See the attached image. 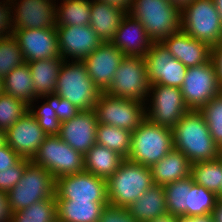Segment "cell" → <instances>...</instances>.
<instances>
[{
	"instance_id": "obj_19",
	"label": "cell",
	"mask_w": 222,
	"mask_h": 222,
	"mask_svg": "<svg viewBox=\"0 0 222 222\" xmlns=\"http://www.w3.org/2000/svg\"><path fill=\"white\" fill-rule=\"evenodd\" d=\"M46 136L37 120L26 112L6 131V143L21 158L31 160Z\"/></svg>"
},
{
	"instance_id": "obj_2",
	"label": "cell",
	"mask_w": 222,
	"mask_h": 222,
	"mask_svg": "<svg viewBox=\"0 0 222 222\" xmlns=\"http://www.w3.org/2000/svg\"><path fill=\"white\" fill-rule=\"evenodd\" d=\"M128 14L142 23L153 42L181 29V9L168 0H132Z\"/></svg>"
},
{
	"instance_id": "obj_50",
	"label": "cell",
	"mask_w": 222,
	"mask_h": 222,
	"mask_svg": "<svg viewBox=\"0 0 222 222\" xmlns=\"http://www.w3.org/2000/svg\"><path fill=\"white\" fill-rule=\"evenodd\" d=\"M149 222H180V217L167 213L166 215L159 216V217H157L154 220H151Z\"/></svg>"
},
{
	"instance_id": "obj_45",
	"label": "cell",
	"mask_w": 222,
	"mask_h": 222,
	"mask_svg": "<svg viewBox=\"0 0 222 222\" xmlns=\"http://www.w3.org/2000/svg\"><path fill=\"white\" fill-rule=\"evenodd\" d=\"M211 59L215 66L218 81L222 90V42L211 47Z\"/></svg>"
},
{
	"instance_id": "obj_35",
	"label": "cell",
	"mask_w": 222,
	"mask_h": 222,
	"mask_svg": "<svg viewBox=\"0 0 222 222\" xmlns=\"http://www.w3.org/2000/svg\"><path fill=\"white\" fill-rule=\"evenodd\" d=\"M218 197L215 193L194 183L188 199V217L211 214L216 206Z\"/></svg>"
},
{
	"instance_id": "obj_29",
	"label": "cell",
	"mask_w": 222,
	"mask_h": 222,
	"mask_svg": "<svg viewBox=\"0 0 222 222\" xmlns=\"http://www.w3.org/2000/svg\"><path fill=\"white\" fill-rule=\"evenodd\" d=\"M30 67L24 63L16 67L2 79V92L21 99L26 104L33 103L37 98L32 83Z\"/></svg>"
},
{
	"instance_id": "obj_44",
	"label": "cell",
	"mask_w": 222,
	"mask_h": 222,
	"mask_svg": "<svg viewBox=\"0 0 222 222\" xmlns=\"http://www.w3.org/2000/svg\"><path fill=\"white\" fill-rule=\"evenodd\" d=\"M21 157L7 144L0 146V172L13 167Z\"/></svg>"
},
{
	"instance_id": "obj_21",
	"label": "cell",
	"mask_w": 222,
	"mask_h": 222,
	"mask_svg": "<svg viewBox=\"0 0 222 222\" xmlns=\"http://www.w3.org/2000/svg\"><path fill=\"white\" fill-rule=\"evenodd\" d=\"M161 43L174 58L181 61L187 68L199 66L211 59V47L192 38L182 29L164 38Z\"/></svg>"
},
{
	"instance_id": "obj_18",
	"label": "cell",
	"mask_w": 222,
	"mask_h": 222,
	"mask_svg": "<svg viewBox=\"0 0 222 222\" xmlns=\"http://www.w3.org/2000/svg\"><path fill=\"white\" fill-rule=\"evenodd\" d=\"M124 57L125 55L111 42H103L82 62L86 65L87 73L94 84L101 92H104L111 84Z\"/></svg>"
},
{
	"instance_id": "obj_52",
	"label": "cell",
	"mask_w": 222,
	"mask_h": 222,
	"mask_svg": "<svg viewBox=\"0 0 222 222\" xmlns=\"http://www.w3.org/2000/svg\"><path fill=\"white\" fill-rule=\"evenodd\" d=\"M214 1V4H215V7L216 9L218 10L219 12V15L221 17V20H222V0H213Z\"/></svg>"
},
{
	"instance_id": "obj_11",
	"label": "cell",
	"mask_w": 222,
	"mask_h": 222,
	"mask_svg": "<svg viewBox=\"0 0 222 222\" xmlns=\"http://www.w3.org/2000/svg\"><path fill=\"white\" fill-rule=\"evenodd\" d=\"M148 95L147 97H151V104L145 109L146 119L154 124L172 129L190 110L184 101L180 88L152 84Z\"/></svg>"
},
{
	"instance_id": "obj_56",
	"label": "cell",
	"mask_w": 222,
	"mask_h": 222,
	"mask_svg": "<svg viewBox=\"0 0 222 222\" xmlns=\"http://www.w3.org/2000/svg\"><path fill=\"white\" fill-rule=\"evenodd\" d=\"M0 91H2V79L0 78Z\"/></svg>"
},
{
	"instance_id": "obj_32",
	"label": "cell",
	"mask_w": 222,
	"mask_h": 222,
	"mask_svg": "<svg viewBox=\"0 0 222 222\" xmlns=\"http://www.w3.org/2000/svg\"><path fill=\"white\" fill-rule=\"evenodd\" d=\"M131 134L132 132L123 128L98 123L96 143L127 159L131 149Z\"/></svg>"
},
{
	"instance_id": "obj_40",
	"label": "cell",
	"mask_w": 222,
	"mask_h": 222,
	"mask_svg": "<svg viewBox=\"0 0 222 222\" xmlns=\"http://www.w3.org/2000/svg\"><path fill=\"white\" fill-rule=\"evenodd\" d=\"M42 98L47 99V104L56 112L57 118L61 122L72 119L81 111L66 98L60 97L55 93L45 95Z\"/></svg>"
},
{
	"instance_id": "obj_4",
	"label": "cell",
	"mask_w": 222,
	"mask_h": 222,
	"mask_svg": "<svg viewBox=\"0 0 222 222\" xmlns=\"http://www.w3.org/2000/svg\"><path fill=\"white\" fill-rule=\"evenodd\" d=\"M173 148L172 129L145 119L131 134V149L127 159L151 167Z\"/></svg>"
},
{
	"instance_id": "obj_42",
	"label": "cell",
	"mask_w": 222,
	"mask_h": 222,
	"mask_svg": "<svg viewBox=\"0 0 222 222\" xmlns=\"http://www.w3.org/2000/svg\"><path fill=\"white\" fill-rule=\"evenodd\" d=\"M12 10V11H11ZM13 13L10 0L0 2V39L13 34Z\"/></svg>"
},
{
	"instance_id": "obj_33",
	"label": "cell",
	"mask_w": 222,
	"mask_h": 222,
	"mask_svg": "<svg viewBox=\"0 0 222 222\" xmlns=\"http://www.w3.org/2000/svg\"><path fill=\"white\" fill-rule=\"evenodd\" d=\"M190 176L196 184L217 195L222 182V163L218 158L193 163L191 164Z\"/></svg>"
},
{
	"instance_id": "obj_51",
	"label": "cell",
	"mask_w": 222,
	"mask_h": 222,
	"mask_svg": "<svg viewBox=\"0 0 222 222\" xmlns=\"http://www.w3.org/2000/svg\"><path fill=\"white\" fill-rule=\"evenodd\" d=\"M168 1L181 9L184 5L189 3L191 0H168Z\"/></svg>"
},
{
	"instance_id": "obj_53",
	"label": "cell",
	"mask_w": 222,
	"mask_h": 222,
	"mask_svg": "<svg viewBox=\"0 0 222 222\" xmlns=\"http://www.w3.org/2000/svg\"><path fill=\"white\" fill-rule=\"evenodd\" d=\"M6 143V131L0 129V146Z\"/></svg>"
},
{
	"instance_id": "obj_25",
	"label": "cell",
	"mask_w": 222,
	"mask_h": 222,
	"mask_svg": "<svg viewBox=\"0 0 222 222\" xmlns=\"http://www.w3.org/2000/svg\"><path fill=\"white\" fill-rule=\"evenodd\" d=\"M127 210L137 222H149L166 215L164 186L153 184Z\"/></svg>"
},
{
	"instance_id": "obj_38",
	"label": "cell",
	"mask_w": 222,
	"mask_h": 222,
	"mask_svg": "<svg viewBox=\"0 0 222 222\" xmlns=\"http://www.w3.org/2000/svg\"><path fill=\"white\" fill-rule=\"evenodd\" d=\"M28 112V104L21 99L0 92V129L7 131Z\"/></svg>"
},
{
	"instance_id": "obj_22",
	"label": "cell",
	"mask_w": 222,
	"mask_h": 222,
	"mask_svg": "<svg viewBox=\"0 0 222 222\" xmlns=\"http://www.w3.org/2000/svg\"><path fill=\"white\" fill-rule=\"evenodd\" d=\"M111 43L125 56L145 57L153 41L142 23L126 14Z\"/></svg>"
},
{
	"instance_id": "obj_14",
	"label": "cell",
	"mask_w": 222,
	"mask_h": 222,
	"mask_svg": "<svg viewBox=\"0 0 222 222\" xmlns=\"http://www.w3.org/2000/svg\"><path fill=\"white\" fill-rule=\"evenodd\" d=\"M150 85L161 84L181 88L187 67L164 47L161 42H153L144 57Z\"/></svg>"
},
{
	"instance_id": "obj_55",
	"label": "cell",
	"mask_w": 222,
	"mask_h": 222,
	"mask_svg": "<svg viewBox=\"0 0 222 222\" xmlns=\"http://www.w3.org/2000/svg\"><path fill=\"white\" fill-rule=\"evenodd\" d=\"M218 159H219V160L221 161V163H222V147L219 148Z\"/></svg>"
},
{
	"instance_id": "obj_20",
	"label": "cell",
	"mask_w": 222,
	"mask_h": 222,
	"mask_svg": "<svg viewBox=\"0 0 222 222\" xmlns=\"http://www.w3.org/2000/svg\"><path fill=\"white\" fill-rule=\"evenodd\" d=\"M98 120L94 110H81L72 119L61 122L59 137L83 155L96 143Z\"/></svg>"
},
{
	"instance_id": "obj_54",
	"label": "cell",
	"mask_w": 222,
	"mask_h": 222,
	"mask_svg": "<svg viewBox=\"0 0 222 222\" xmlns=\"http://www.w3.org/2000/svg\"><path fill=\"white\" fill-rule=\"evenodd\" d=\"M218 199H222V182H221V186H220V191L217 194Z\"/></svg>"
},
{
	"instance_id": "obj_34",
	"label": "cell",
	"mask_w": 222,
	"mask_h": 222,
	"mask_svg": "<svg viewBox=\"0 0 222 222\" xmlns=\"http://www.w3.org/2000/svg\"><path fill=\"white\" fill-rule=\"evenodd\" d=\"M10 222H57L55 197L43 199L25 209L12 212Z\"/></svg>"
},
{
	"instance_id": "obj_49",
	"label": "cell",
	"mask_w": 222,
	"mask_h": 222,
	"mask_svg": "<svg viewBox=\"0 0 222 222\" xmlns=\"http://www.w3.org/2000/svg\"><path fill=\"white\" fill-rule=\"evenodd\" d=\"M213 222H222V199H218L212 213Z\"/></svg>"
},
{
	"instance_id": "obj_48",
	"label": "cell",
	"mask_w": 222,
	"mask_h": 222,
	"mask_svg": "<svg viewBox=\"0 0 222 222\" xmlns=\"http://www.w3.org/2000/svg\"><path fill=\"white\" fill-rule=\"evenodd\" d=\"M180 222H213L211 214L204 216L180 217Z\"/></svg>"
},
{
	"instance_id": "obj_41",
	"label": "cell",
	"mask_w": 222,
	"mask_h": 222,
	"mask_svg": "<svg viewBox=\"0 0 222 222\" xmlns=\"http://www.w3.org/2000/svg\"><path fill=\"white\" fill-rule=\"evenodd\" d=\"M29 162L21 158L13 167L0 172V192L8 193L20 181Z\"/></svg>"
},
{
	"instance_id": "obj_23",
	"label": "cell",
	"mask_w": 222,
	"mask_h": 222,
	"mask_svg": "<svg viewBox=\"0 0 222 222\" xmlns=\"http://www.w3.org/2000/svg\"><path fill=\"white\" fill-rule=\"evenodd\" d=\"M126 14L125 11L112 5L91 0L89 25L102 42H111Z\"/></svg>"
},
{
	"instance_id": "obj_12",
	"label": "cell",
	"mask_w": 222,
	"mask_h": 222,
	"mask_svg": "<svg viewBox=\"0 0 222 222\" xmlns=\"http://www.w3.org/2000/svg\"><path fill=\"white\" fill-rule=\"evenodd\" d=\"M180 89L190 110H200L213 97L221 93V86L212 59L199 66L187 68Z\"/></svg>"
},
{
	"instance_id": "obj_3",
	"label": "cell",
	"mask_w": 222,
	"mask_h": 222,
	"mask_svg": "<svg viewBox=\"0 0 222 222\" xmlns=\"http://www.w3.org/2000/svg\"><path fill=\"white\" fill-rule=\"evenodd\" d=\"M109 205L128 208L154 182L150 167L125 159L107 180Z\"/></svg>"
},
{
	"instance_id": "obj_43",
	"label": "cell",
	"mask_w": 222,
	"mask_h": 222,
	"mask_svg": "<svg viewBox=\"0 0 222 222\" xmlns=\"http://www.w3.org/2000/svg\"><path fill=\"white\" fill-rule=\"evenodd\" d=\"M100 222H137L135 221L127 208L107 205L103 210Z\"/></svg>"
},
{
	"instance_id": "obj_7",
	"label": "cell",
	"mask_w": 222,
	"mask_h": 222,
	"mask_svg": "<svg viewBox=\"0 0 222 222\" xmlns=\"http://www.w3.org/2000/svg\"><path fill=\"white\" fill-rule=\"evenodd\" d=\"M55 187L56 179L53 175L30 161L20 181L7 193L11 213L55 197Z\"/></svg>"
},
{
	"instance_id": "obj_1",
	"label": "cell",
	"mask_w": 222,
	"mask_h": 222,
	"mask_svg": "<svg viewBox=\"0 0 222 222\" xmlns=\"http://www.w3.org/2000/svg\"><path fill=\"white\" fill-rule=\"evenodd\" d=\"M172 131L174 148L181 151L191 164L218 158L219 147L199 110L185 113Z\"/></svg>"
},
{
	"instance_id": "obj_37",
	"label": "cell",
	"mask_w": 222,
	"mask_h": 222,
	"mask_svg": "<svg viewBox=\"0 0 222 222\" xmlns=\"http://www.w3.org/2000/svg\"><path fill=\"white\" fill-rule=\"evenodd\" d=\"M206 124L208 125L211 137L216 145L222 147V92L213 97L200 110Z\"/></svg>"
},
{
	"instance_id": "obj_24",
	"label": "cell",
	"mask_w": 222,
	"mask_h": 222,
	"mask_svg": "<svg viewBox=\"0 0 222 222\" xmlns=\"http://www.w3.org/2000/svg\"><path fill=\"white\" fill-rule=\"evenodd\" d=\"M154 184L164 186L190 176L191 163L179 150L173 148L160 161L150 167Z\"/></svg>"
},
{
	"instance_id": "obj_28",
	"label": "cell",
	"mask_w": 222,
	"mask_h": 222,
	"mask_svg": "<svg viewBox=\"0 0 222 222\" xmlns=\"http://www.w3.org/2000/svg\"><path fill=\"white\" fill-rule=\"evenodd\" d=\"M109 202L56 201L58 222H100L102 210Z\"/></svg>"
},
{
	"instance_id": "obj_31",
	"label": "cell",
	"mask_w": 222,
	"mask_h": 222,
	"mask_svg": "<svg viewBox=\"0 0 222 222\" xmlns=\"http://www.w3.org/2000/svg\"><path fill=\"white\" fill-rule=\"evenodd\" d=\"M191 176L164 185L167 213L179 217H188V199L192 185Z\"/></svg>"
},
{
	"instance_id": "obj_47",
	"label": "cell",
	"mask_w": 222,
	"mask_h": 222,
	"mask_svg": "<svg viewBox=\"0 0 222 222\" xmlns=\"http://www.w3.org/2000/svg\"><path fill=\"white\" fill-rule=\"evenodd\" d=\"M100 2L106 3L108 5H112L118 9L125 11L127 14L129 13L132 0H99Z\"/></svg>"
},
{
	"instance_id": "obj_27",
	"label": "cell",
	"mask_w": 222,
	"mask_h": 222,
	"mask_svg": "<svg viewBox=\"0 0 222 222\" xmlns=\"http://www.w3.org/2000/svg\"><path fill=\"white\" fill-rule=\"evenodd\" d=\"M124 160L117 152L95 143L84 155V171L107 180Z\"/></svg>"
},
{
	"instance_id": "obj_8",
	"label": "cell",
	"mask_w": 222,
	"mask_h": 222,
	"mask_svg": "<svg viewBox=\"0 0 222 222\" xmlns=\"http://www.w3.org/2000/svg\"><path fill=\"white\" fill-rule=\"evenodd\" d=\"M30 161L44 167L55 179L84 171V155L58 135L46 136Z\"/></svg>"
},
{
	"instance_id": "obj_17",
	"label": "cell",
	"mask_w": 222,
	"mask_h": 222,
	"mask_svg": "<svg viewBox=\"0 0 222 222\" xmlns=\"http://www.w3.org/2000/svg\"><path fill=\"white\" fill-rule=\"evenodd\" d=\"M60 56L67 60L82 61L103 42L90 25L56 26Z\"/></svg>"
},
{
	"instance_id": "obj_39",
	"label": "cell",
	"mask_w": 222,
	"mask_h": 222,
	"mask_svg": "<svg viewBox=\"0 0 222 222\" xmlns=\"http://www.w3.org/2000/svg\"><path fill=\"white\" fill-rule=\"evenodd\" d=\"M33 107V108H32ZM32 103L28 105V112L37 120L39 126L43 129L47 136L59 135L61 121L57 118L56 112L47 104L34 109Z\"/></svg>"
},
{
	"instance_id": "obj_5",
	"label": "cell",
	"mask_w": 222,
	"mask_h": 222,
	"mask_svg": "<svg viewBox=\"0 0 222 222\" xmlns=\"http://www.w3.org/2000/svg\"><path fill=\"white\" fill-rule=\"evenodd\" d=\"M69 61L64 60L59 70L55 94L66 98L80 110H94L101 91L90 78L82 61Z\"/></svg>"
},
{
	"instance_id": "obj_6",
	"label": "cell",
	"mask_w": 222,
	"mask_h": 222,
	"mask_svg": "<svg viewBox=\"0 0 222 222\" xmlns=\"http://www.w3.org/2000/svg\"><path fill=\"white\" fill-rule=\"evenodd\" d=\"M181 29L210 47L222 42V20L213 0H191L181 8Z\"/></svg>"
},
{
	"instance_id": "obj_26",
	"label": "cell",
	"mask_w": 222,
	"mask_h": 222,
	"mask_svg": "<svg viewBox=\"0 0 222 222\" xmlns=\"http://www.w3.org/2000/svg\"><path fill=\"white\" fill-rule=\"evenodd\" d=\"M64 62L62 57H54L27 62L30 67L35 96L38 98L54 94L59 70Z\"/></svg>"
},
{
	"instance_id": "obj_46",
	"label": "cell",
	"mask_w": 222,
	"mask_h": 222,
	"mask_svg": "<svg viewBox=\"0 0 222 222\" xmlns=\"http://www.w3.org/2000/svg\"><path fill=\"white\" fill-rule=\"evenodd\" d=\"M11 211L7 193L0 192V222H10Z\"/></svg>"
},
{
	"instance_id": "obj_30",
	"label": "cell",
	"mask_w": 222,
	"mask_h": 222,
	"mask_svg": "<svg viewBox=\"0 0 222 222\" xmlns=\"http://www.w3.org/2000/svg\"><path fill=\"white\" fill-rule=\"evenodd\" d=\"M56 7V26L89 25L91 0H63Z\"/></svg>"
},
{
	"instance_id": "obj_13",
	"label": "cell",
	"mask_w": 222,
	"mask_h": 222,
	"mask_svg": "<svg viewBox=\"0 0 222 222\" xmlns=\"http://www.w3.org/2000/svg\"><path fill=\"white\" fill-rule=\"evenodd\" d=\"M55 200L109 202L106 179L85 171L58 177Z\"/></svg>"
},
{
	"instance_id": "obj_10",
	"label": "cell",
	"mask_w": 222,
	"mask_h": 222,
	"mask_svg": "<svg viewBox=\"0 0 222 222\" xmlns=\"http://www.w3.org/2000/svg\"><path fill=\"white\" fill-rule=\"evenodd\" d=\"M146 103L125 99L101 92L94 111L98 123L123 128L130 132L136 130L146 119Z\"/></svg>"
},
{
	"instance_id": "obj_36",
	"label": "cell",
	"mask_w": 222,
	"mask_h": 222,
	"mask_svg": "<svg viewBox=\"0 0 222 222\" xmlns=\"http://www.w3.org/2000/svg\"><path fill=\"white\" fill-rule=\"evenodd\" d=\"M25 60L17 40L12 36L0 39V78L3 79L7 74L20 65Z\"/></svg>"
},
{
	"instance_id": "obj_15",
	"label": "cell",
	"mask_w": 222,
	"mask_h": 222,
	"mask_svg": "<svg viewBox=\"0 0 222 222\" xmlns=\"http://www.w3.org/2000/svg\"><path fill=\"white\" fill-rule=\"evenodd\" d=\"M25 62L61 57L56 28L13 30Z\"/></svg>"
},
{
	"instance_id": "obj_16",
	"label": "cell",
	"mask_w": 222,
	"mask_h": 222,
	"mask_svg": "<svg viewBox=\"0 0 222 222\" xmlns=\"http://www.w3.org/2000/svg\"><path fill=\"white\" fill-rule=\"evenodd\" d=\"M10 1L14 9L13 30L56 28V0Z\"/></svg>"
},
{
	"instance_id": "obj_9",
	"label": "cell",
	"mask_w": 222,
	"mask_h": 222,
	"mask_svg": "<svg viewBox=\"0 0 222 222\" xmlns=\"http://www.w3.org/2000/svg\"><path fill=\"white\" fill-rule=\"evenodd\" d=\"M150 83L144 57L125 56L118 66L113 80L104 91L108 95L134 99L145 103Z\"/></svg>"
}]
</instances>
